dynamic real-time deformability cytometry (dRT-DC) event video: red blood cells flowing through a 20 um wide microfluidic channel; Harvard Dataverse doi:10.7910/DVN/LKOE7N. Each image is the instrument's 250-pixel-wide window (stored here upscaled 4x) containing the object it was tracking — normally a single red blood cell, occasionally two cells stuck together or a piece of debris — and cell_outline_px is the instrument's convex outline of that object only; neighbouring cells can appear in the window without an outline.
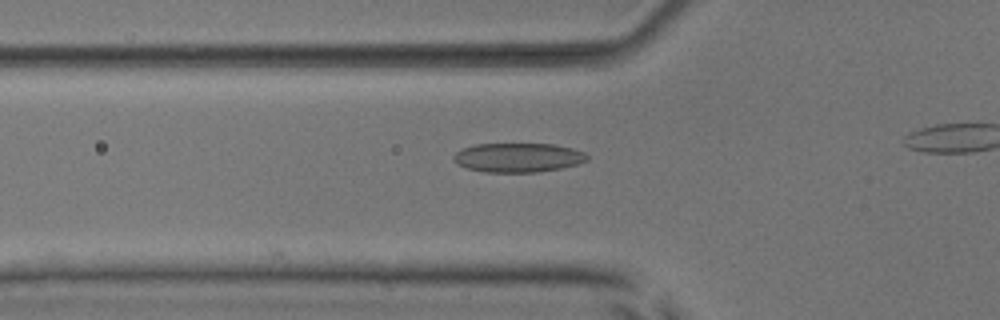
{"species": "common noctule bat (a hibernating species)", "species_latin": "Nyctalus noctula", "temperature_condition": "room temperature", "stored_images_in_passage": 21, "camera_frame_rate_fps": 3000, "um_per_image_px": 0.085, "animal": {"sex": "male", "body_mass_g": 17.9, "forearm_length_mm": 54.2}, "frame": {"image": 1, "passage_image": 12, "time_ms": 3.667, "image_size_px": [1000, 320], "cell_outline_px": [[588, 160], [576, 164], [560, 168], [536, 172], [484, 172], [468, 168], [452, 160], [452, 156], [456, 152], [464, 148], [476, 144], [556, 144], [572, 148], [584, 152], [588, 156]], "centroid_in_image_um": [44.04, 13.39], "position_along_channel_um": 81.8, "area_um2": 22.6}}
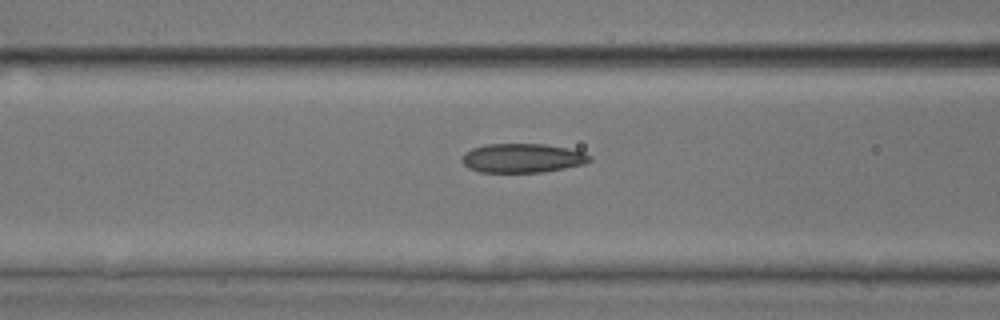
{"frame": {"image": 2, "passage_image": 15, "time_ms": 4.667, "image_size_px": [1000, 320], "cell_outline_px": [[592, 160], [584, 164], [544, 172], [480, 172], [468, 168], [464, 164], [464, 152], [472, 148], [484, 144], [544, 144], [568, 148], [584, 152], [592, 156]], "centroid_in_image_um": [44.43, 13.43], "position_along_channel_um": 122.2, "area_um2": 21.68}}